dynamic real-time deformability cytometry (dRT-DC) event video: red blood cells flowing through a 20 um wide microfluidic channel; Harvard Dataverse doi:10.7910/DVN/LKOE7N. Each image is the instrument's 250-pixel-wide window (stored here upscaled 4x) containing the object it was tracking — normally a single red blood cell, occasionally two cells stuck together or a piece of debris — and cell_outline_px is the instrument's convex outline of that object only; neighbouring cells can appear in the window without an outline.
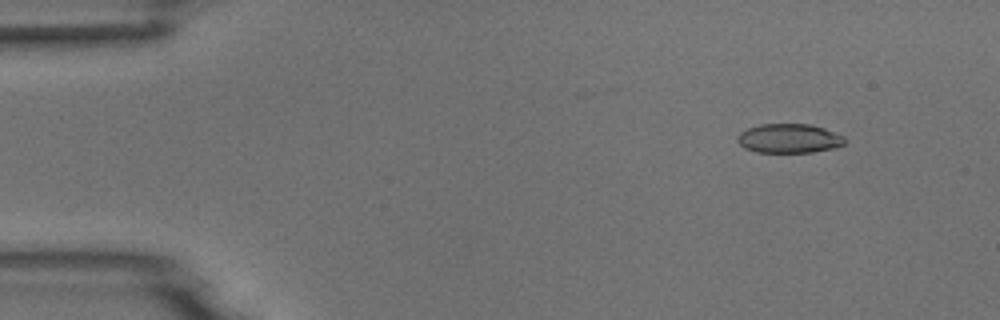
{"species": "common noctule bat (a hibernating species)", "species_latin": "Nyctalus noctula", "temperature_condition": "room temperature", "stored_images_in_passage": 3, "camera_frame_rate_fps": 3000, "um_per_image_px": 0.085, "animal": {"sex": "male", "body_mass_g": 18.8}, "frame": {"image": 1, "passage_image": 1, "time_ms": 0.0, "image_size_px": [1000, 320], "cell_outline_px": [[844, 144], [836, 148], [812, 152], [756, 152], [744, 148], [736, 140], [736, 136], [740, 132], [748, 128], [760, 124], [812, 124], [824, 128], [844, 136]], "centroid_in_image_um": [67.06, 11.76], "position_along_channel_um": 17.9, "area_um2": 18.38}}